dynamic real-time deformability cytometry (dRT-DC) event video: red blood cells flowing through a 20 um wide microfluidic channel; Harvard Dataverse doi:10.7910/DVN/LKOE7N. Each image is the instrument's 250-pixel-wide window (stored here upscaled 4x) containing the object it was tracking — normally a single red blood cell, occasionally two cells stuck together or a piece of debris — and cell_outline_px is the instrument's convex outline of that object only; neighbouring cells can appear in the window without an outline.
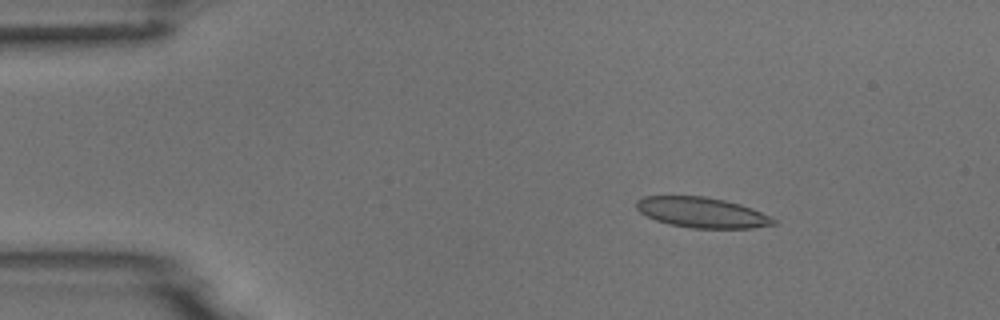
{"species": "common noctule bat (a hibernating species)", "species_latin": "Nyctalus noctula", "temperature_condition": "room temperature", "stored_images_in_passage": 3, "camera_frame_rate_fps": 3000, "um_per_image_px": 0.085, "animal": {"sex": "male", "body_mass_g": 18.8}, "frame": {"image": 1, "passage_image": 2, "time_ms": 1.0, "image_size_px": [1000, 320], "cell_outline_px": [[776, 224], [752, 228], [692, 228], [668, 224], [656, 220], [640, 212], [636, 208], [636, 200], [644, 196], [704, 196], [724, 200], [740, 204], [752, 208], [776, 220]], "centroid_in_image_um": [59.64, 18.06], "position_along_channel_um": 25.4, "area_um2": 24.16}}